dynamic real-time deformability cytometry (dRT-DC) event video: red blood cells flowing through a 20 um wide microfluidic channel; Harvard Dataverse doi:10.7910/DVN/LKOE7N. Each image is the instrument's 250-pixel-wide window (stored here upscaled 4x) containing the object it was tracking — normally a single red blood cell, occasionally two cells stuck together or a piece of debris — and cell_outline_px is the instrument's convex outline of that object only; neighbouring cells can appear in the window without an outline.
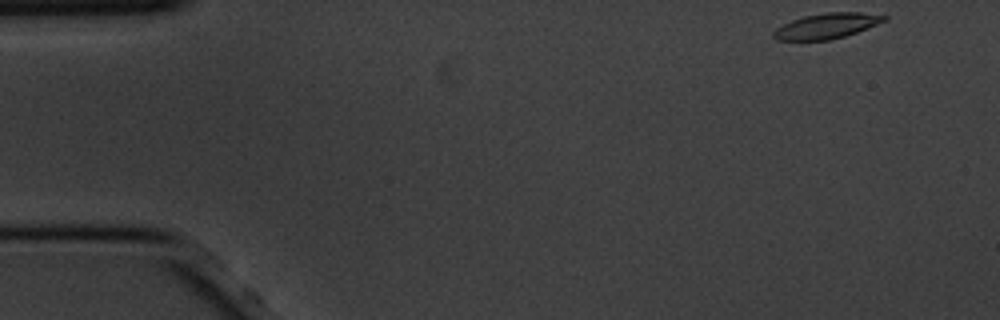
{"species": "common noctule bat (a hibernating species)", "species_latin": "Nyctalus noctula", "temperature_condition": "cold", "stored_images_in_passage": 55, "camera_frame_rate_fps": 3000, "um_per_image_px": 0.085, "animal": {"sex": "male", "body_mass_g": 20.1, "forearm_length_mm": 53.5}, "frame": {"image": 1, "passage_image": 1, "time_ms": 0.0, "image_size_px": [1000, 320], "cell_outline_px": [[888, 20], [856, 32], [832, 40], [776, 40], [772, 36], [772, 32], [776, 28], [792, 20], [804, 16], [828, 12], [860, 12], [888, 16]], "centroid_in_image_um": [70.26, 2.2], "position_along_channel_um": 14.7, "area_um2": 16.3}}
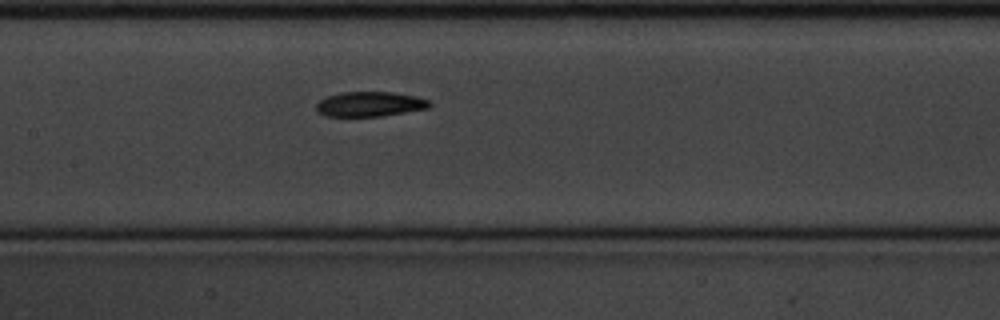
{"frame": {"image": 2, "passage_image": 24, "time_ms": 7.667, "image_size_px": [1000, 320], "cell_outline_px": [[432, 104], [428, 108], [380, 116], [324, 116], [316, 108], [316, 104], [320, 100], [328, 96], [340, 92], [392, 92], [416, 96], [428, 100]], "centroid_in_image_um": [31.43, 8.84], "position_along_channel_um": 176.0, "area_um2": 16.24}}
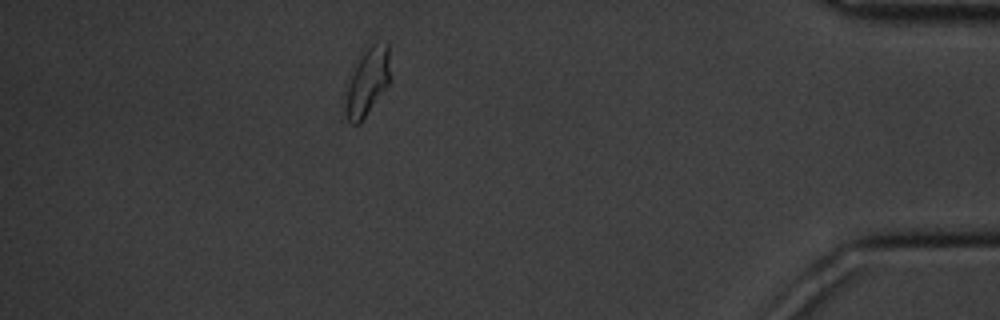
{"frame": {"image": 3, "passage_image": 48, "time_ms": 15.667, "image_size_px": [1000, 320], "cell_outline_px": [[392, 80], [360, 124], [352, 124], [340, 120], [348, 84], [364, 52], [372, 44], [388, 44], [392, 76]], "centroid_in_image_um": [31.21, 7.11], "position_along_channel_um": 404.0, "area_um2": 17.98}, "authors_computed_cell_mechanics": {"area_um2": 16.9932, "velocity_mm_per_s": 3.4368, "shape_relaxation_time_tau1_ms": 2.9316, "shape_relaxation_time_tau2_ms": 8.0086, "deformation_change_tau1": 0.1558, "deformation_change_tau2": 0.1471}}